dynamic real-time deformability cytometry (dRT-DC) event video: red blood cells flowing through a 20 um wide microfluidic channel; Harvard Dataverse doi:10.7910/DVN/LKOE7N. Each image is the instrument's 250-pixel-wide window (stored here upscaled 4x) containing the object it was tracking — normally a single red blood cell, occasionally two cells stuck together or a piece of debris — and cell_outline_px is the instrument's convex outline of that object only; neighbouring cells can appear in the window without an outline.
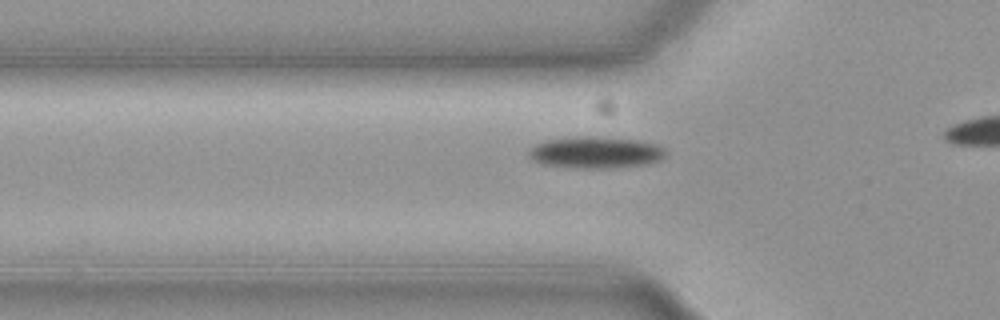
{"species": "common noctule bat (a hibernating species)", "species_latin": "Nyctalus noctula", "temperature_condition": "cold", "stored_images_in_passage": 40, "camera_frame_rate_fps": 3000, "um_per_image_px": 0.085, "animal": {"sex": "female", "body_mass_g": 19.3, "forearm_length_mm": 54.1}, "frame": {"image": 1, "passage_image": 13, "time_ms": 4.0, "image_size_px": [1000, 320], "cell_outline_px": [[668, 152], [660, 160], [644, 164], [600, 168], [584, 168], [544, 164], [532, 160], [528, 156], [528, 152], [536, 144], [544, 140], [580, 136], [608, 136], [640, 140], [656, 144], [664, 148]], "centroid_in_image_um": [50.65, 12.92], "position_along_channel_um": 75.2, "area_um2": 25.26}}
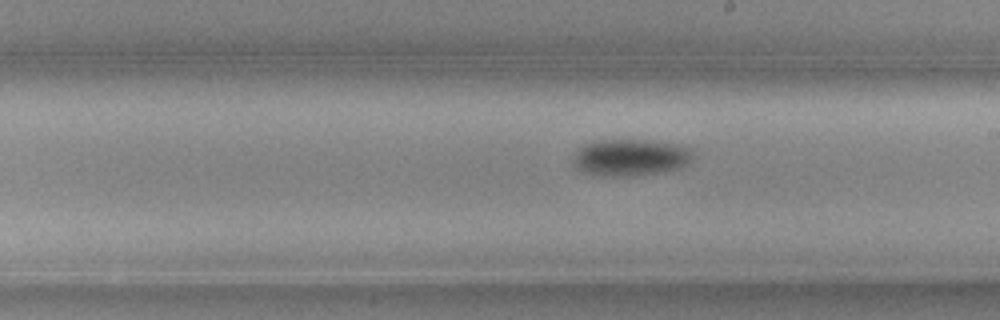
{"frame": {"image": 2, "passage_image": 26, "time_ms": 8.333, "image_size_px": [1000, 320], "cell_outline_px": [[696, 156], [688, 164], [680, 168], [664, 172], [636, 176], [592, 176], [580, 172], [572, 164], [572, 160], [576, 152], [584, 144], [592, 140], [648, 140], [680, 144], [692, 148]], "centroid_in_image_um": [53.61, 13.4], "position_along_channel_um": 235.4, "area_um2": 26.65}}
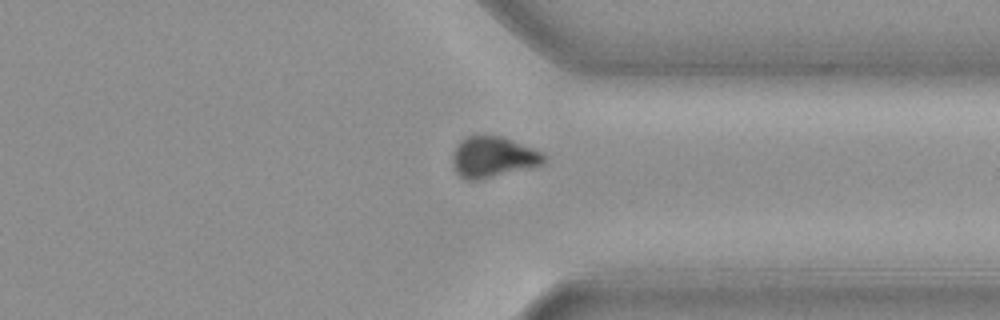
{"frame": {"image": 3, "passage_image": 37, "time_ms": 12.0, "image_size_px": [1000, 320], "cell_outline_px": [[544, 164], [476, 180], [464, 180], [456, 172], [452, 164], [452, 156], [456, 144], [460, 140], [468, 136], [500, 136], [512, 140], [532, 148], [540, 152], [544, 156]], "centroid_in_image_um": [41.84, 13.35], "position_along_channel_um": 369.6, "area_um2": 21.39}}